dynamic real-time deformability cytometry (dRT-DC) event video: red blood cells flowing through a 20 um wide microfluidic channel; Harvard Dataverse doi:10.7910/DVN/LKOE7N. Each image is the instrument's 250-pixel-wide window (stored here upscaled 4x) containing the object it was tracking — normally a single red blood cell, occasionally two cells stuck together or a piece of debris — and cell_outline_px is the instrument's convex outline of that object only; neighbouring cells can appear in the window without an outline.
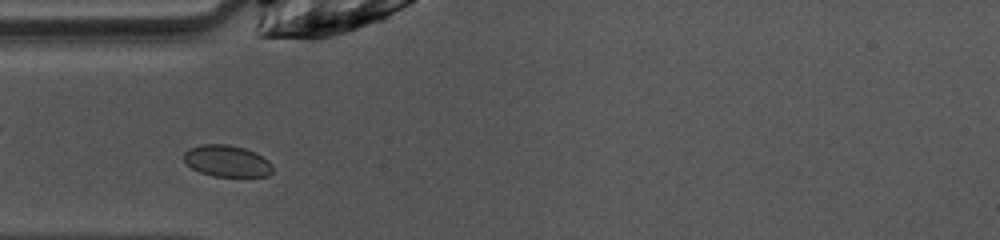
{"species": "common noctule bat (a hibernating species)", "species_latin": "Nyctalus noctula", "temperature_condition": "warm", "stored_images_in_passage": 36, "camera_frame_rate_fps": 3000, "um_per_image_px": 0.085, "animal": {"sex": "female", "body_mass_g": 10.0, "forearm_length_mm": 53.1}, "frame": {"image": 1, "passage_image": 1, "time_ms": 0.0, "image_size_px": [1000, 240], "cell_outline_px": [[272, 172], [268, 176], [212, 176], [200, 172], [192, 168], [184, 160], [184, 152], [188, 148], [200, 144], [228, 144], [244, 148], [256, 152], [268, 160], [272, 164]], "centroid_in_image_um": [19.29, 13.67], "position_along_channel_um": 65.7, "area_um2": 16.42}}
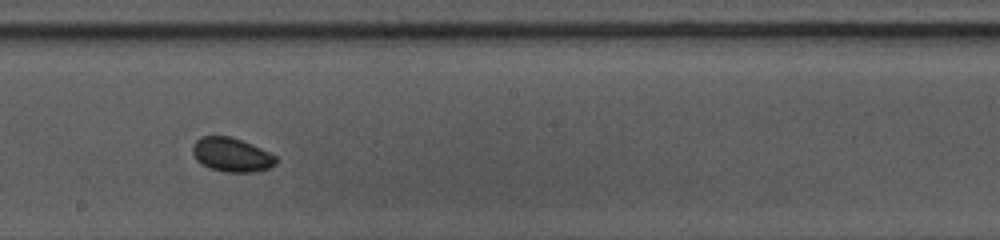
{"frame": {"image": 2, "passage_image": 13, "time_ms": 4.0, "image_size_px": [1000, 240], "cell_outline_px": [[276, 164], [268, 168], [252, 172], [224, 172], [208, 168], [196, 160], [192, 152], [192, 144], [200, 136], [232, 136], [252, 144], [276, 156]], "centroid_in_image_um": [19.64, 13.15], "position_along_channel_um": 228.6, "area_um2": 16.65}}
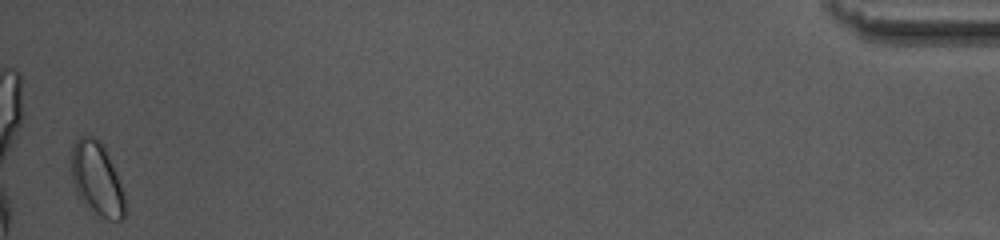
{"frame": {"image": 3, "passage_image": 35, "time_ms": 11.333, "image_size_px": [1000, 240], "cell_outline_px": [[124, 220], [108, 220], [100, 216], [84, 204], [76, 192], [72, 180], [72, 144], [80, 136], [92, 136], [100, 140], [104, 144], [120, 184], [124, 196]], "centroid_in_image_um": [8.22, 15.19], "position_along_channel_um": 427.0, "area_um2": 22.72}}